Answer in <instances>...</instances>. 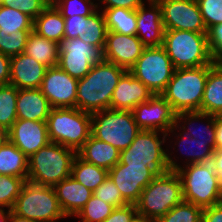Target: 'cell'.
<instances>
[{"mask_svg":"<svg viewBox=\"0 0 222 222\" xmlns=\"http://www.w3.org/2000/svg\"><path fill=\"white\" fill-rule=\"evenodd\" d=\"M167 145V164L176 171L182 183L183 200L205 209L221 202L222 186L212 164L195 163L182 166ZM174 157V159H173ZM177 158V159H175ZM176 160V161H175Z\"/></svg>","mask_w":222,"mask_h":222,"instance_id":"1","label":"cell"},{"mask_svg":"<svg viewBox=\"0 0 222 222\" xmlns=\"http://www.w3.org/2000/svg\"><path fill=\"white\" fill-rule=\"evenodd\" d=\"M126 71L105 60L93 65L89 73L78 80L76 108L91 114L110 109L113 92Z\"/></svg>","mask_w":222,"mask_h":222,"instance_id":"2","label":"cell"},{"mask_svg":"<svg viewBox=\"0 0 222 222\" xmlns=\"http://www.w3.org/2000/svg\"><path fill=\"white\" fill-rule=\"evenodd\" d=\"M213 66L175 69L161 94L175 113L201 111L206 80Z\"/></svg>","mask_w":222,"mask_h":222,"instance_id":"3","label":"cell"},{"mask_svg":"<svg viewBox=\"0 0 222 222\" xmlns=\"http://www.w3.org/2000/svg\"><path fill=\"white\" fill-rule=\"evenodd\" d=\"M76 152L58 143L50 142L28 158L27 181L54 187L71 176Z\"/></svg>","mask_w":222,"mask_h":222,"instance_id":"4","label":"cell"},{"mask_svg":"<svg viewBox=\"0 0 222 222\" xmlns=\"http://www.w3.org/2000/svg\"><path fill=\"white\" fill-rule=\"evenodd\" d=\"M175 69L215 65L207 33L165 30L162 45Z\"/></svg>","mask_w":222,"mask_h":222,"instance_id":"5","label":"cell"},{"mask_svg":"<svg viewBox=\"0 0 222 222\" xmlns=\"http://www.w3.org/2000/svg\"><path fill=\"white\" fill-rule=\"evenodd\" d=\"M46 122L50 141L76 153L91 136V113L78 108H52Z\"/></svg>","mask_w":222,"mask_h":222,"instance_id":"6","label":"cell"},{"mask_svg":"<svg viewBox=\"0 0 222 222\" xmlns=\"http://www.w3.org/2000/svg\"><path fill=\"white\" fill-rule=\"evenodd\" d=\"M183 201L182 183L176 171L155 177L142 191L135 204L137 214L158 220Z\"/></svg>","mask_w":222,"mask_h":222,"instance_id":"7","label":"cell"},{"mask_svg":"<svg viewBox=\"0 0 222 222\" xmlns=\"http://www.w3.org/2000/svg\"><path fill=\"white\" fill-rule=\"evenodd\" d=\"M166 141L164 132L140 130L130 146L120 152L119 163L145 165L155 177H162L170 171L167 150L162 147Z\"/></svg>","mask_w":222,"mask_h":222,"instance_id":"8","label":"cell"},{"mask_svg":"<svg viewBox=\"0 0 222 222\" xmlns=\"http://www.w3.org/2000/svg\"><path fill=\"white\" fill-rule=\"evenodd\" d=\"M12 211L37 222H59L67 218L63 213L54 187L26 181Z\"/></svg>","mask_w":222,"mask_h":222,"instance_id":"9","label":"cell"},{"mask_svg":"<svg viewBox=\"0 0 222 222\" xmlns=\"http://www.w3.org/2000/svg\"><path fill=\"white\" fill-rule=\"evenodd\" d=\"M91 118V135L120 152L130 146L140 131L132 111L105 109L92 113Z\"/></svg>","mask_w":222,"mask_h":222,"instance_id":"10","label":"cell"},{"mask_svg":"<svg viewBox=\"0 0 222 222\" xmlns=\"http://www.w3.org/2000/svg\"><path fill=\"white\" fill-rule=\"evenodd\" d=\"M175 67L163 46L145 47L129 72L154 95L162 94L173 76Z\"/></svg>","mask_w":222,"mask_h":222,"instance_id":"11","label":"cell"},{"mask_svg":"<svg viewBox=\"0 0 222 222\" xmlns=\"http://www.w3.org/2000/svg\"><path fill=\"white\" fill-rule=\"evenodd\" d=\"M103 60L100 47L89 45L80 38L63 39L59 43L58 66L77 80L85 77L93 65Z\"/></svg>","mask_w":222,"mask_h":222,"instance_id":"12","label":"cell"},{"mask_svg":"<svg viewBox=\"0 0 222 222\" xmlns=\"http://www.w3.org/2000/svg\"><path fill=\"white\" fill-rule=\"evenodd\" d=\"M164 30L208 33L196 0H157Z\"/></svg>","mask_w":222,"mask_h":222,"instance_id":"13","label":"cell"},{"mask_svg":"<svg viewBox=\"0 0 222 222\" xmlns=\"http://www.w3.org/2000/svg\"><path fill=\"white\" fill-rule=\"evenodd\" d=\"M132 113L140 130L167 133L176 123V113L161 94L138 104Z\"/></svg>","mask_w":222,"mask_h":222,"instance_id":"14","label":"cell"},{"mask_svg":"<svg viewBox=\"0 0 222 222\" xmlns=\"http://www.w3.org/2000/svg\"><path fill=\"white\" fill-rule=\"evenodd\" d=\"M78 80L59 66L47 68L40 87L52 108H76Z\"/></svg>","mask_w":222,"mask_h":222,"instance_id":"15","label":"cell"},{"mask_svg":"<svg viewBox=\"0 0 222 222\" xmlns=\"http://www.w3.org/2000/svg\"><path fill=\"white\" fill-rule=\"evenodd\" d=\"M108 176L128 204H136L143 189L155 178L145 165H126L119 162L108 171Z\"/></svg>","mask_w":222,"mask_h":222,"instance_id":"16","label":"cell"},{"mask_svg":"<svg viewBox=\"0 0 222 222\" xmlns=\"http://www.w3.org/2000/svg\"><path fill=\"white\" fill-rule=\"evenodd\" d=\"M8 140L28 158L51 141L46 121L17 119L8 130Z\"/></svg>","mask_w":222,"mask_h":222,"instance_id":"17","label":"cell"},{"mask_svg":"<svg viewBox=\"0 0 222 222\" xmlns=\"http://www.w3.org/2000/svg\"><path fill=\"white\" fill-rule=\"evenodd\" d=\"M145 46L136 35L107 31L103 58L127 71L136 63Z\"/></svg>","mask_w":222,"mask_h":222,"instance_id":"18","label":"cell"},{"mask_svg":"<svg viewBox=\"0 0 222 222\" xmlns=\"http://www.w3.org/2000/svg\"><path fill=\"white\" fill-rule=\"evenodd\" d=\"M136 10L137 29L136 36L145 47H158L163 45L164 26L161 7L157 0H146ZM147 7V8H146Z\"/></svg>","mask_w":222,"mask_h":222,"instance_id":"19","label":"cell"},{"mask_svg":"<svg viewBox=\"0 0 222 222\" xmlns=\"http://www.w3.org/2000/svg\"><path fill=\"white\" fill-rule=\"evenodd\" d=\"M153 95L148 87L126 71L113 92L110 109L132 111L138 104L146 102Z\"/></svg>","mask_w":222,"mask_h":222,"instance_id":"20","label":"cell"},{"mask_svg":"<svg viewBox=\"0 0 222 222\" xmlns=\"http://www.w3.org/2000/svg\"><path fill=\"white\" fill-rule=\"evenodd\" d=\"M47 67L25 53L11 57L9 84L18 89L40 88Z\"/></svg>","mask_w":222,"mask_h":222,"instance_id":"21","label":"cell"},{"mask_svg":"<svg viewBox=\"0 0 222 222\" xmlns=\"http://www.w3.org/2000/svg\"><path fill=\"white\" fill-rule=\"evenodd\" d=\"M54 190L63 213L70 218H74L93 195L91 190L72 176L58 182Z\"/></svg>","mask_w":222,"mask_h":222,"instance_id":"22","label":"cell"},{"mask_svg":"<svg viewBox=\"0 0 222 222\" xmlns=\"http://www.w3.org/2000/svg\"><path fill=\"white\" fill-rule=\"evenodd\" d=\"M52 107L40 88L18 89L17 119L47 121Z\"/></svg>","mask_w":222,"mask_h":222,"instance_id":"23","label":"cell"},{"mask_svg":"<svg viewBox=\"0 0 222 222\" xmlns=\"http://www.w3.org/2000/svg\"><path fill=\"white\" fill-rule=\"evenodd\" d=\"M202 121L207 124H206V126H204V123H203L204 127L198 133V131L195 130L198 127H196V125L194 126V123L195 122H202ZM175 122H176L175 126L181 132H183L186 135H189L192 138H196L200 141H208L209 144L215 149V136H216L215 115L207 114V113L201 112V111L180 112V113H176ZM191 127H193V129ZM197 130H199V129H197Z\"/></svg>","mask_w":222,"mask_h":222,"instance_id":"24","label":"cell"},{"mask_svg":"<svg viewBox=\"0 0 222 222\" xmlns=\"http://www.w3.org/2000/svg\"><path fill=\"white\" fill-rule=\"evenodd\" d=\"M171 133H172V136H170ZM173 136H174L173 139L174 140L176 139L177 141L174 142V147L170 146L171 149L173 148V150H175L177 145L179 148L182 149V151L184 150L183 148H185L184 145L187 148V151L186 149L184 150V153H186L187 159H184L186 161H182L184 162L182 163V165L184 164L183 166L188 165V164H195V163H208L211 161V158L214 154L215 149L209 144L208 141H200L196 138H192L189 135H186L183 132H181L176 126H174L172 129H170L166 133V137H168V139L172 138ZM192 144L194 146L196 145L195 148H198V149L192 148L193 147Z\"/></svg>","mask_w":222,"mask_h":222,"instance_id":"25","label":"cell"},{"mask_svg":"<svg viewBox=\"0 0 222 222\" xmlns=\"http://www.w3.org/2000/svg\"><path fill=\"white\" fill-rule=\"evenodd\" d=\"M77 154L85 161L109 171L119 162L120 151L107 142L100 141L92 135Z\"/></svg>","mask_w":222,"mask_h":222,"instance_id":"26","label":"cell"},{"mask_svg":"<svg viewBox=\"0 0 222 222\" xmlns=\"http://www.w3.org/2000/svg\"><path fill=\"white\" fill-rule=\"evenodd\" d=\"M64 29V18L52 2L33 20L34 32L58 44L64 39Z\"/></svg>","mask_w":222,"mask_h":222,"instance_id":"27","label":"cell"},{"mask_svg":"<svg viewBox=\"0 0 222 222\" xmlns=\"http://www.w3.org/2000/svg\"><path fill=\"white\" fill-rule=\"evenodd\" d=\"M47 68L58 66L59 44L40 36L33 30L27 38L24 52Z\"/></svg>","mask_w":222,"mask_h":222,"instance_id":"28","label":"cell"},{"mask_svg":"<svg viewBox=\"0 0 222 222\" xmlns=\"http://www.w3.org/2000/svg\"><path fill=\"white\" fill-rule=\"evenodd\" d=\"M201 112L222 115V63H216L208 73Z\"/></svg>","mask_w":222,"mask_h":222,"instance_id":"29","label":"cell"},{"mask_svg":"<svg viewBox=\"0 0 222 222\" xmlns=\"http://www.w3.org/2000/svg\"><path fill=\"white\" fill-rule=\"evenodd\" d=\"M0 175L21 177L27 181L28 157L9 140L0 147Z\"/></svg>","mask_w":222,"mask_h":222,"instance_id":"30","label":"cell"},{"mask_svg":"<svg viewBox=\"0 0 222 222\" xmlns=\"http://www.w3.org/2000/svg\"><path fill=\"white\" fill-rule=\"evenodd\" d=\"M71 176L87 189L94 192L96 188L108 177V171L93 163L83 160L78 154L73 159Z\"/></svg>","mask_w":222,"mask_h":222,"instance_id":"31","label":"cell"},{"mask_svg":"<svg viewBox=\"0 0 222 222\" xmlns=\"http://www.w3.org/2000/svg\"><path fill=\"white\" fill-rule=\"evenodd\" d=\"M102 11L105 16L108 31L117 32L124 35H136V10L116 7L103 9Z\"/></svg>","mask_w":222,"mask_h":222,"instance_id":"32","label":"cell"},{"mask_svg":"<svg viewBox=\"0 0 222 222\" xmlns=\"http://www.w3.org/2000/svg\"><path fill=\"white\" fill-rule=\"evenodd\" d=\"M33 20L19 10L0 5V33L32 31Z\"/></svg>","mask_w":222,"mask_h":222,"instance_id":"33","label":"cell"},{"mask_svg":"<svg viewBox=\"0 0 222 222\" xmlns=\"http://www.w3.org/2000/svg\"><path fill=\"white\" fill-rule=\"evenodd\" d=\"M18 88L14 85H0V126L7 131L17 120V101Z\"/></svg>","mask_w":222,"mask_h":222,"instance_id":"34","label":"cell"},{"mask_svg":"<svg viewBox=\"0 0 222 222\" xmlns=\"http://www.w3.org/2000/svg\"><path fill=\"white\" fill-rule=\"evenodd\" d=\"M107 31L104 13L98 9L88 16L86 33L79 35L78 38L89 45L98 46L104 50Z\"/></svg>","mask_w":222,"mask_h":222,"instance_id":"35","label":"cell"},{"mask_svg":"<svg viewBox=\"0 0 222 222\" xmlns=\"http://www.w3.org/2000/svg\"><path fill=\"white\" fill-rule=\"evenodd\" d=\"M202 212V208L183 200L156 222H202Z\"/></svg>","mask_w":222,"mask_h":222,"instance_id":"36","label":"cell"},{"mask_svg":"<svg viewBox=\"0 0 222 222\" xmlns=\"http://www.w3.org/2000/svg\"><path fill=\"white\" fill-rule=\"evenodd\" d=\"M113 210L112 205L92 195L75 218L81 222H103Z\"/></svg>","mask_w":222,"mask_h":222,"instance_id":"37","label":"cell"},{"mask_svg":"<svg viewBox=\"0 0 222 222\" xmlns=\"http://www.w3.org/2000/svg\"><path fill=\"white\" fill-rule=\"evenodd\" d=\"M25 182L21 177L0 175V208L13 209Z\"/></svg>","mask_w":222,"mask_h":222,"instance_id":"38","label":"cell"},{"mask_svg":"<svg viewBox=\"0 0 222 222\" xmlns=\"http://www.w3.org/2000/svg\"><path fill=\"white\" fill-rule=\"evenodd\" d=\"M60 11L63 18L82 16L87 17L98 10L97 3L93 0H51Z\"/></svg>","mask_w":222,"mask_h":222,"instance_id":"39","label":"cell"},{"mask_svg":"<svg viewBox=\"0 0 222 222\" xmlns=\"http://www.w3.org/2000/svg\"><path fill=\"white\" fill-rule=\"evenodd\" d=\"M31 31H18L12 34L0 33V52L8 57L24 52Z\"/></svg>","mask_w":222,"mask_h":222,"instance_id":"40","label":"cell"},{"mask_svg":"<svg viewBox=\"0 0 222 222\" xmlns=\"http://www.w3.org/2000/svg\"><path fill=\"white\" fill-rule=\"evenodd\" d=\"M207 31L222 23V0H196Z\"/></svg>","mask_w":222,"mask_h":222,"instance_id":"41","label":"cell"},{"mask_svg":"<svg viewBox=\"0 0 222 222\" xmlns=\"http://www.w3.org/2000/svg\"><path fill=\"white\" fill-rule=\"evenodd\" d=\"M93 195L112 205L114 208L128 204L122 198L120 190L109 176L96 188Z\"/></svg>","mask_w":222,"mask_h":222,"instance_id":"42","label":"cell"},{"mask_svg":"<svg viewBox=\"0 0 222 222\" xmlns=\"http://www.w3.org/2000/svg\"><path fill=\"white\" fill-rule=\"evenodd\" d=\"M50 3L51 0H3L2 5L19 10L34 20Z\"/></svg>","mask_w":222,"mask_h":222,"instance_id":"43","label":"cell"},{"mask_svg":"<svg viewBox=\"0 0 222 222\" xmlns=\"http://www.w3.org/2000/svg\"><path fill=\"white\" fill-rule=\"evenodd\" d=\"M65 29H64V39H74L78 38L79 35L86 33L88 16H73L64 18Z\"/></svg>","mask_w":222,"mask_h":222,"instance_id":"44","label":"cell"},{"mask_svg":"<svg viewBox=\"0 0 222 222\" xmlns=\"http://www.w3.org/2000/svg\"><path fill=\"white\" fill-rule=\"evenodd\" d=\"M208 44L215 63H222V23L208 30Z\"/></svg>","mask_w":222,"mask_h":222,"instance_id":"45","label":"cell"},{"mask_svg":"<svg viewBox=\"0 0 222 222\" xmlns=\"http://www.w3.org/2000/svg\"><path fill=\"white\" fill-rule=\"evenodd\" d=\"M136 214V205L127 204L114 208L112 213L103 222H130Z\"/></svg>","mask_w":222,"mask_h":222,"instance_id":"46","label":"cell"},{"mask_svg":"<svg viewBox=\"0 0 222 222\" xmlns=\"http://www.w3.org/2000/svg\"><path fill=\"white\" fill-rule=\"evenodd\" d=\"M98 1L99 3H97V6L99 10L116 8V7L125 8L129 10H137L144 3L145 0H98ZM100 4L104 7H102Z\"/></svg>","mask_w":222,"mask_h":222,"instance_id":"47","label":"cell"},{"mask_svg":"<svg viewBox=\"0 0 222 222\" xmlns=\"http://www.w3.org/2000/svg\"><path fill=\"white\" fill-rule=\"evenodd\" d=\"M202 222H222V203L203 209Z\"/></svg>","mask_w":222,"mask_h":222,"instance_id":"48","label":"cell"},{"mask_svg":"<svg viewBox=\"0 0 222 222\" xmlns=\"http://www.w3.org/2000/svg\"><path fill=\"white\" fill-rule=\"evenodd\" d=\"M11 58L0 52V85L9 84Z\"/></svg>","mask_w":222,"mask_h":222,"instance_id":"49","label":"cell"},{"mask_svg":"<svg viewBox=\"0 0 222 222\" xmlns=\"http://www.w3.org/2000/svg\"><path fill=\"white\" fill-rule=\"evenodd\" d=\"M210 163L219 176V181L222 186V150H215Z\"/></svg>","mask_w":222,"mask_h":222,"instance_id":"50","label":"cell"},{"mask_svg":"<svg viewBox=\"0 0 222 222\" xmlns=\"http://www.w3.org/2000/svg\"><path fill=\"white\" fill-rule=\"evenodd\" d=\"M215 150H222V115H215Z\"/></svg>","mask_w":222,"mask_h":222,"instance_id":"51","label":"cell"},{"mask_svg":"<svg viewBox=\"0 0 222 222\" xmlns=\"http://www.w3.org/2000/svg\"><path fill=\"white\" fill-rule=\"evenodd\" d=\"M9 222H37V221L30 220L25 217H21L15 214L12 210H9Z\"/></svg>","mask_w":222,"mask_h":222,"instance_id":"52","label":"cell"},{"mask_svg":"<svg viewBox=\"0 0 222 222\" xmlns=\"http://www.w3.org/2000/svg\"><path fill=\"white\" fill-rule=\"evenodd\" d=\"M130 222H156V220L147 218L145 216L136 214Z\"/></svg>","mask_w":222,"mask_h":222,"instance_id":"53","label":"cell"},{"mask_svg":"<svg viewBox=\"0 0 222 222\" xmlns=\"http://www.w3.org/2000/svg\"><path fill=\"white\" fill-rule=\"evenodd\" d=\"M8 140V131L0 126V147Z\"/></svg>","mask_w":222,"mask_h":222,"instance_id":"54","label":"cell"},{"mask_svg":"<svg viewBox=\"0 0 222 222\" xmlns=\"http://www.w3.org/2000/svg\"><path fill=\"white\" fill-rule=\"evenodd\" d=\"M0 222H9V210L0 208Z\"/></svg>","mask_w":222,"mask_h":222,"instance_id":"55","label":"cell"}]
</instances>
